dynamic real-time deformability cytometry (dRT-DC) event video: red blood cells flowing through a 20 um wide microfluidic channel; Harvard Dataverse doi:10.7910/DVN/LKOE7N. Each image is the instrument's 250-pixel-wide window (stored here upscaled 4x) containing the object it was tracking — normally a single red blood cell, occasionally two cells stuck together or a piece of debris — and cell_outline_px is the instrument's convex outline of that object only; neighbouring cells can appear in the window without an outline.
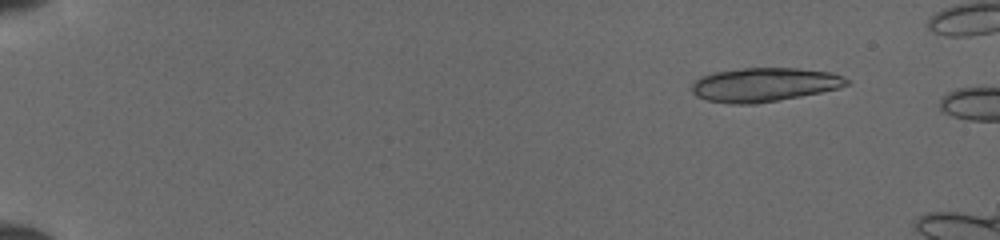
{"species": "common noctule bat (a hibernating species)", "species_latin": "Nyctalus noctula", "temperature_condition": "cold", "stored_images_in_passage": 12, "camera_frame_rate_fps": 3000, "um_per_image_px": 0.085, "animal": {"sex": "female", "body_mass_g": 19.5, "forearm_length_mm": 54.1}, "frame": {"image": 1, "passage_image": 6, "time_ms": 1.667, "image_size_px": [1000, 240], "cell_outline_px": [[848, 84], [836, 88], [820, 92], [756, 104], [732, 104], [708, 100], [696, 96], [692, 92], [692, 84], [700, 76], [716, 72], [744, 68], [796, 68], [832, 72], [844, 76], [848, 80]], "centroid_in_image_um": [64.94, 7.19], "position_along_channel_um": 20.1, "area_um2": 30.35}}